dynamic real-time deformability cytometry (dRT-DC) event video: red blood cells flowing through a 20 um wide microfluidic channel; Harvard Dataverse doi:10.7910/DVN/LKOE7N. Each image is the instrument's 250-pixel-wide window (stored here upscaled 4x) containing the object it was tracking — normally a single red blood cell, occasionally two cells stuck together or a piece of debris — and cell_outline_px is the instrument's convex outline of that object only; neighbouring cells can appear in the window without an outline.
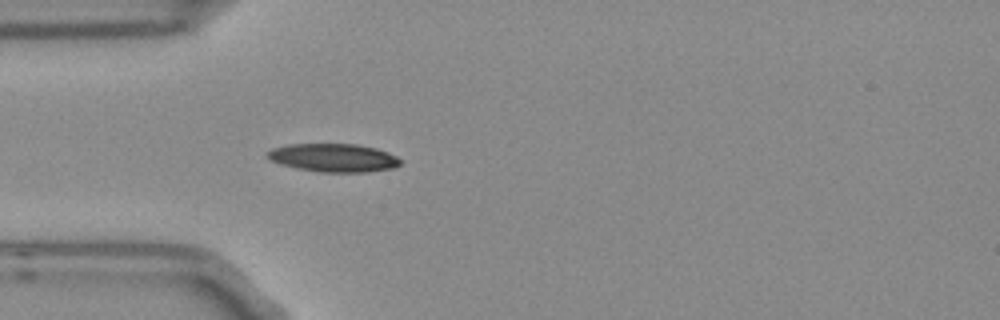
{"species": "Egyptian fruit bat (a non-hibernating species)", "species_latin": "Rousettus aegyptiacus", "temperature_condition": "room temperature", "stored_images_in_passage": 4, "camera_frame_rate_fps": 3000, "um_per_image_px": 0.085, "frame": {"image": 1, "passage_image": 4, "time_ms": 1.0, "image_size_px": [1000, 320], "cell_outline_px": [[400, 164], [392, 168], [368, 172], [320, 172], [296, 168], [272, 160], [268, 156], [268, 152], [272, 148], [288, 144], [356, 144], [376, 148], [388, 152], [396, 156], [400, 160]], "centroid_in_image_um": [28.38, 13.4], "position_along_channel_um": 56.6, "area_um2": 21.68}}